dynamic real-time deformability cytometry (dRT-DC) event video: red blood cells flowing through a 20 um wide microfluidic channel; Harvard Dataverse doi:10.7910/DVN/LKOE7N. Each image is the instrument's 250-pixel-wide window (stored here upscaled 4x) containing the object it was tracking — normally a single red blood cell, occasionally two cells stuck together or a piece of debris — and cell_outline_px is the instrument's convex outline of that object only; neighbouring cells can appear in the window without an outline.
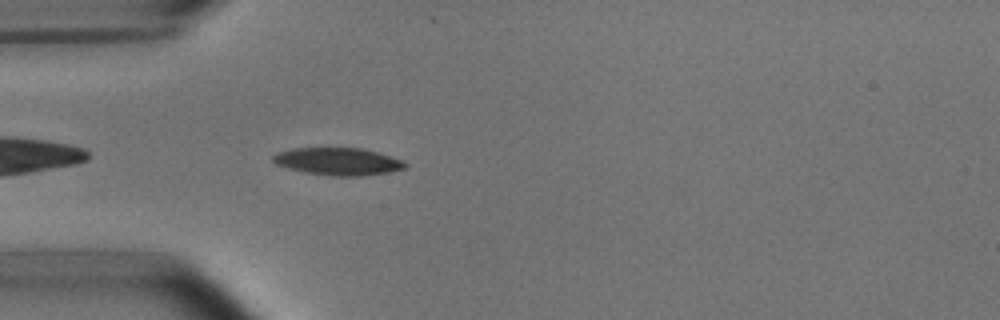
{"species": "common noctule bat (a hibernating species)", "species_latin": "Nyctalus noctula", "temperature_condition": "room temperature", "stored_images_in_passage": 4, "camera_frame_rate_fps": 3000, "um_per_image_px": 0.085, "animal": {"sex": "male", "body_mass_g": 15.6}, "frame": {"image": 1, "passage_image": 4, "time_ms": 3.333, "image_size_px": [1000, 320], "cell_outline_px": [[408, 164], [404, 168], [388, 172], [360, 176], [332, 176], [304, 172], [288, 168], [276, 164], [272, 160], [272, 156], [280, 152], [292, 148], [364, 148], [400, 160]], "centroid_in_image_um": [28.7, 13.72], "position_along_channel_um": 56.3, "area_um2": 20.87}}